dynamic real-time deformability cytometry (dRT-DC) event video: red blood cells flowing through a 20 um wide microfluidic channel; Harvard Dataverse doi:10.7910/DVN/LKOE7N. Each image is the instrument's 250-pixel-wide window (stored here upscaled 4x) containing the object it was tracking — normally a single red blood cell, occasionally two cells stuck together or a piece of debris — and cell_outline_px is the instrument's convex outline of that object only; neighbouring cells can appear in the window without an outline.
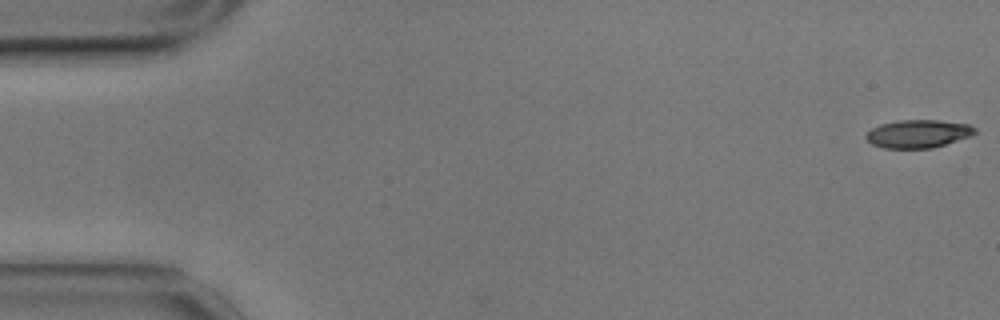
{"species": "common noctule bat (a hibernating species)", "species_latin": "Nyctalus noctula", "temperature_condition": "cold", "stored_images_in_passage": 57, "camera_frame_rate_fps": 3000, "um_per_image_px": 0.085, "animal": {"sex": "male", "body_mass_g": 17.9}, "frame": {"image": 1, "passage_image": 1, "time_ms": 0.0, "image_size_px": [1000, 320], "cell_outline_px": [[976, 132], [972, 136], [932, 148], [884, 148], [872, 144], [864, 136], [872, 128], [880, 124], [900, 120], [940, 120], [968, 124], [976, 128]], "centroid_in_image_um": [78.06, 11.37], "position_along_channel_um": 6.9, "area_um2": 17.8}}
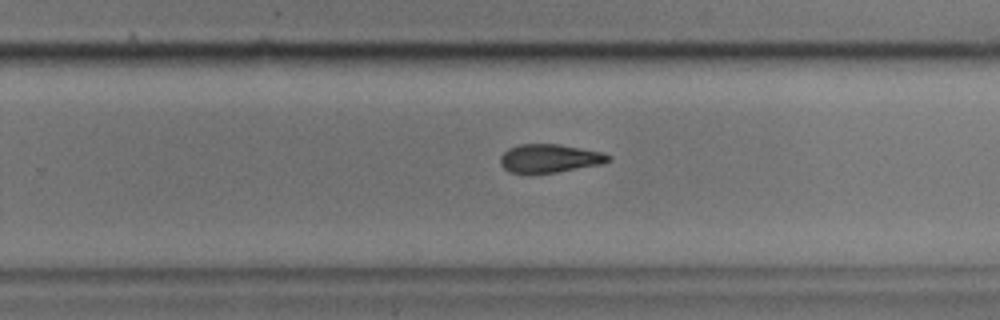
{"frame": {"image": 2, "passage_image": 36, "time_ms": 11.667, "image_size_px": [1000, 320], "cell_outline_px": [[612, 160], [604, 164], [556, 172], [528, 176], [508, 172], [500, 164], [500, 156], [508, 148], [520, 144], [560, 144], [604, 152], [612, 156]], "centroid_in_image_um": [46.71, 13.49], "position_along_channel_um": 283.1, "area_um2": 18.67}}
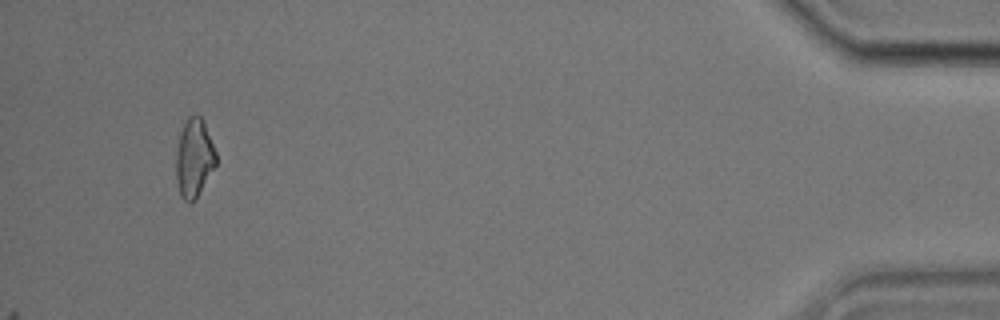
{"frame": {"image": 3, "passage_image": 54, "time_ms": 17.667, "image_size_px": [1000, 320], "cell_outline_px": [[216, 164], [192, 204], [188, 204], [180, 196], [176, 180], [176, 152], [180, 132], [188, 116], [196, 112], [204, 120], [216, 152]], "centroid_in_image_um": [16.49, 13.41], "position_along_channel_um": 418.7, "area_um2": 18.44}, "authors_computed_cell_mechanics": {"area_um2": 18.496, "velocity_mm_per_s": 3.5014, "shape_relaxation_time_tau1_ms": 9.2776, "shape_relaxation_time_tau2_ms": 10.0633, "deformation_change_tau1": 0.1958, "deformation_change_tau2": 0.2074}}